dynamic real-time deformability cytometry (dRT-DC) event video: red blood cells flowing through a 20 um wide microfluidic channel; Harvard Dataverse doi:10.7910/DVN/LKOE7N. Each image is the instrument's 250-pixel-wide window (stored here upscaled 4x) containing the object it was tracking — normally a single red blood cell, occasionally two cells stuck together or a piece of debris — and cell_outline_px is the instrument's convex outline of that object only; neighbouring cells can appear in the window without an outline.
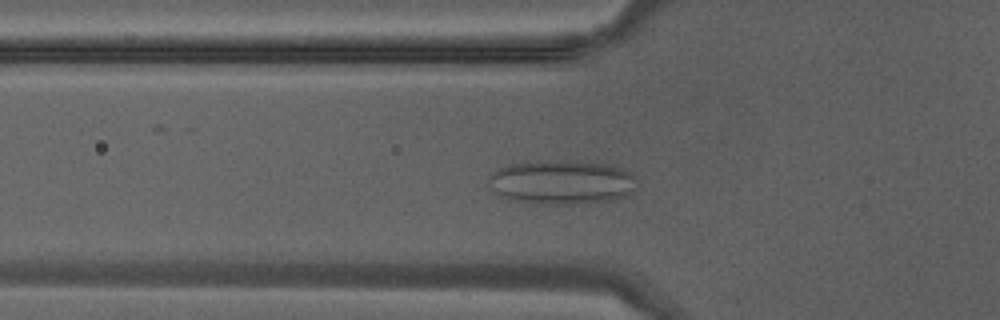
{"species": "Egyptian fruit bat (a non-hibernating species)", "species_latin": "Rousettus aegyptiacus", "temperature_condition": "warm", "stored_images_in_passage": 25, "camera_frame_rate_fps": 3000, "um_per_image_px": 0.085, "animal": {"sex": "male"}, "frame": {"image": 1, "passage_image": 4, "time_ms": 1.0, "image_size_px": [1000, 320], "cell_outline_px": [[636, 188], [632, 192], [624, 196], [612, 200], [568, 204], [540, 204], [512, 200], [500, 196], [488, 184], [488, 176], [492, 172], [508, 164], [524, 160], [572, 160], [612, 164], [624, 168], [632, 172], [636, 176]], "centroid_in_image_um": [47.75, 15.45], "position_along_channel_um": 78.0, "area_um2": 39.13}}
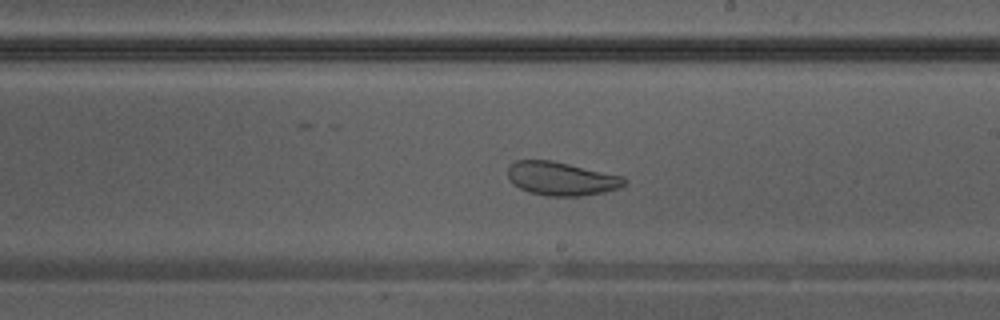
{"frame": {"image": 2, "passage_image": 14, "time_ms": 4.333, "image_size_px": [1000, 320], "cell_outline_px": [[628, 180], [620, 188], [604, 192], [580, 196], [548, 196], [528, 192], [512, 184], [508, 180], [508, 168], [516, 160], [552, 160], [624, 176]], "centroid_in_image_um": [47.72, 15.18], "position_along_channel_um": 241.3, "area_um2": 22.95}}